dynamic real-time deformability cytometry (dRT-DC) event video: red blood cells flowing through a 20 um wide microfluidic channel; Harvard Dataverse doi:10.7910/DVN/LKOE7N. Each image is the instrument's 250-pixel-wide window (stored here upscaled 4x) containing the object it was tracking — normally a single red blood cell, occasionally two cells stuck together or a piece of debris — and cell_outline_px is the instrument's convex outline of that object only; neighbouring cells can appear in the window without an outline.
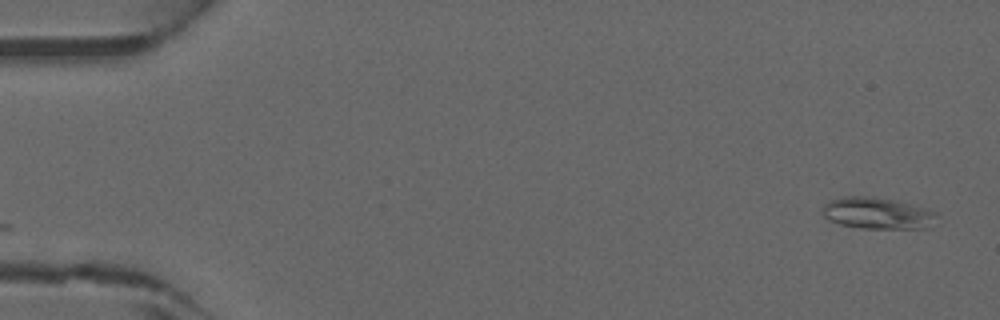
{"species": "common noctule bat (a hibernating species)", "species_latin": "Nyctalus noctula", "temperature_condition": "warm", "stored_images_in_passage": 45, "camera_frame_rate_fps": 3000, "um_per_image_px": 0.085, "animal": {"sex": "male", "forearm_length_mm": 52.5}, "frame": {"image": 1, "passage_image": 1, "time_ms": 0.0, "image_size_px": [1000, 320], "cell_outline_px": [[940, 216], [928, 228], [860, 228], [840, 224], [828, 220], [820, 212], [824, 204], [832, 200], [844, 196], [872, 196], [896, 200], [940, 212]], "centroid_in_image_um": [74.61, 18.12], "position_along_channel_um": 10.4, "area_um2": 21.33}}
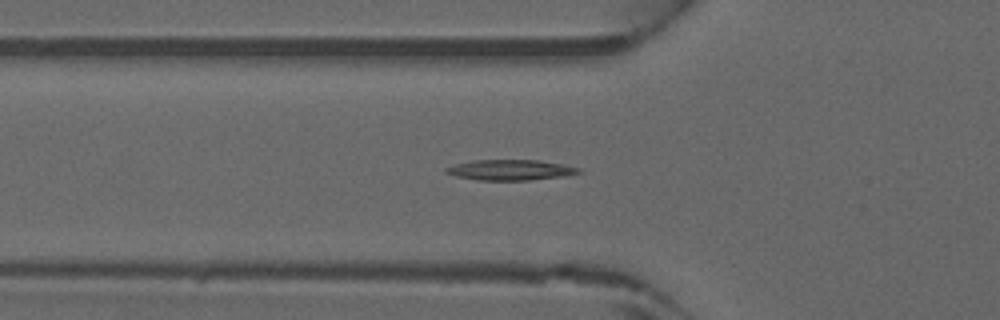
{"frame": {"image": 2, "passage_image": 15, "time_ms": 4.667, "image_size_px": [1000, 320], "cell_outline_px": [[580, 172], [564, 176], [528, 180], [476, 180], [456, 176], [444, 172], [444, 168], [456, 164], [472, 160], [540, 160], [564, 164], [580, 168]], "centroid_in_image_um": [43.36, 14.44], "position_along_channel_um": 82.4, "area_um2": 15.84}}
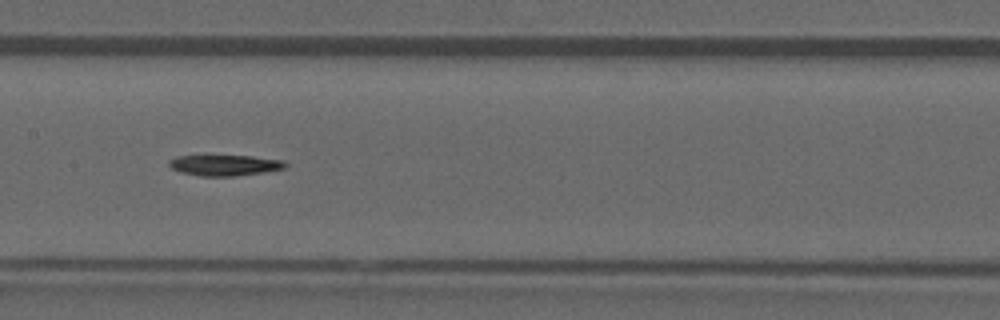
{"frame": {"image": 3, "passage_image": 22, "time_ms": 7.0, "image_size_px": [1000, 320], "cell_outline_px": [[288, 164], [284, 168], [264, 172], [232, 176], [200, 176], [180, 172], [172, 168], [168, 164], [168, 160], [176, 156], [252, 156], [284, 160]], "centroid_in_image_um": [19.1, 14.04], "position_along_channel_um": 188.3, "area_um2": 14.05}}